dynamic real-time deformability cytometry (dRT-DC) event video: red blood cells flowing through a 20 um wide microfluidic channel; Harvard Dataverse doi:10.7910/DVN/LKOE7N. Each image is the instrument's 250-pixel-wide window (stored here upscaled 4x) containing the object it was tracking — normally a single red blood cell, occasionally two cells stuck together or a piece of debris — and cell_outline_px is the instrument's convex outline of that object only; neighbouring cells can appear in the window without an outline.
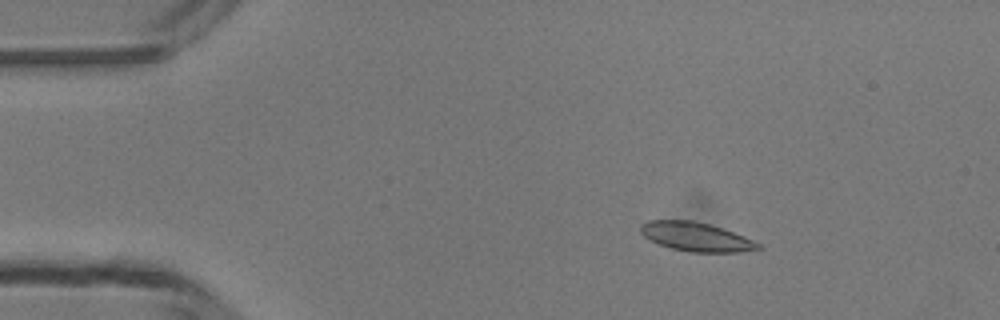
{"species": "common noctule bat (a hibernating species)", "species_latin": "Nyctalus noctula", "temperature_condition": "room temperature", "stored_images_in_passage": 14, "camera_frame_rate_fps": 3000, "um_per_image_px": 0.085, "animal": {"sex": "male", "body_mass_g": 13.3}, "frame": {"image": 1, "passage_image": 7, "time_ms": 2.0, "image_size_px": [1000, 320], "cell_outline_px": [[764, 248], [740, 252], [692, 252], [672, 248], [656, 244], [648, 240], [640, 232], [640, 224], [648, 220], [692, 220], [708, 224], [744, 236], [760, 244]], "centroid_in_image_um": [59.12, 20.13], "position_along_channel_um": 25.9, "area_um2": 19.83}}